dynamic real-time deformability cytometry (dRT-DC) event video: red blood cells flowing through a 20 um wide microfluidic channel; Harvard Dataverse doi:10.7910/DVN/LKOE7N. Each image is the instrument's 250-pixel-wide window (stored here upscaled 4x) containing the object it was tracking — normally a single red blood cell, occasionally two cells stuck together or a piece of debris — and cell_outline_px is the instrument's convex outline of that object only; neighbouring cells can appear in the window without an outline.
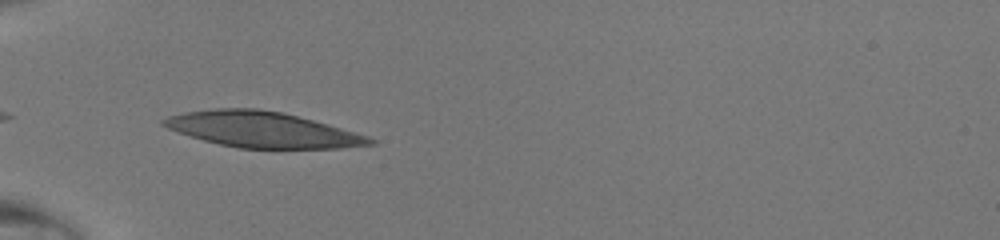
{"species": "human", "species_latin": "Homo sapiens", "temperature_condition": "room temperature", "stored_images_in_passage": 30, "camera_frame_rate_fps": 3000, "um_per_image_px": 0.085, "donor": {"sex": "male"}, "frame": {"image": 1, "passage_image": 1, "time_ms": 0.0, "image_size_px": [1000, 240], "cell_outline_px": [[376, 144], [340, 148], [240, 148], [220, 144], [204, 140], [168, 128], [160, 124], [160, 120], [168, 116], [184, 112], [216, 108], [256, 108], [284, 112], [328, 124], [368, 136], [376, 140]], "centroid_in_image_um": [22.31, 11.0], "position_along_channel_um": 62.7, "area_um2": 42.6}}
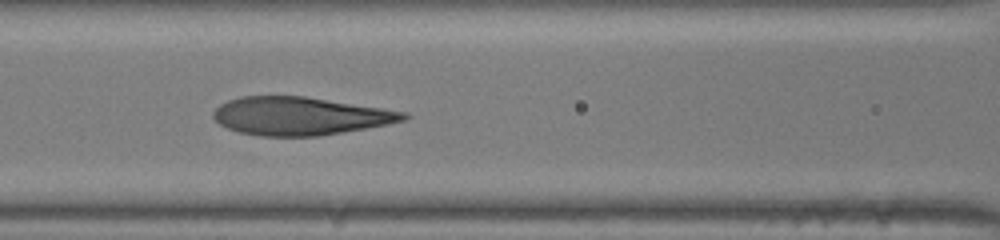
{"frame": {"image": 2, "passage_image": 7, "time_ms": 2.0, "image_size_px": [1000, 240], "cell_outline_px": [[412, 116], [404, 120], [388, 124], [316, 136], [260, 136], [240, 132], [228, 128], [220, 124], [212, 116], [212, 112], [220, 104], [228, 100], [240, 96], [304, 96], [408, 112]], "centroid_in_image_um": [25.49, 9.85], "position_along_channel_um": 141.1, "area_um2": 41.96}}
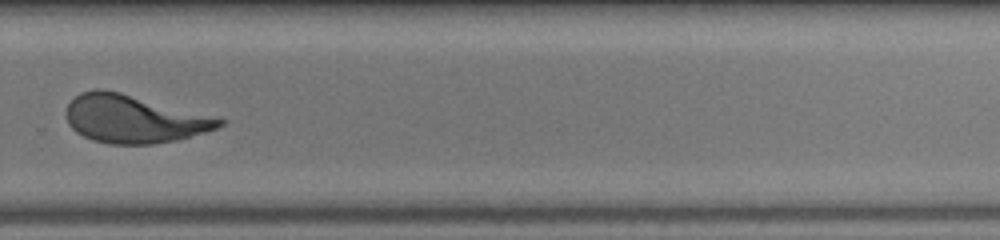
{"frame": {"image": 3, "passage_image": 19, "time_ms": 6.0, "image_size_px": [1000, 240], "cell_outline_px": [[224, 124], [216, 128], [204, 132], [176, 140], [152, 144], [108, 144], [92, 140], [76, 132], [68, 124], [68, 104], [80, 92], [96, 88], [104, 88], [120, 92], [224, 120]], "centroid_in_image_um": [11.3, 10.11], "position_along_channel_um": 318.5, "area_um2": 41.96}}